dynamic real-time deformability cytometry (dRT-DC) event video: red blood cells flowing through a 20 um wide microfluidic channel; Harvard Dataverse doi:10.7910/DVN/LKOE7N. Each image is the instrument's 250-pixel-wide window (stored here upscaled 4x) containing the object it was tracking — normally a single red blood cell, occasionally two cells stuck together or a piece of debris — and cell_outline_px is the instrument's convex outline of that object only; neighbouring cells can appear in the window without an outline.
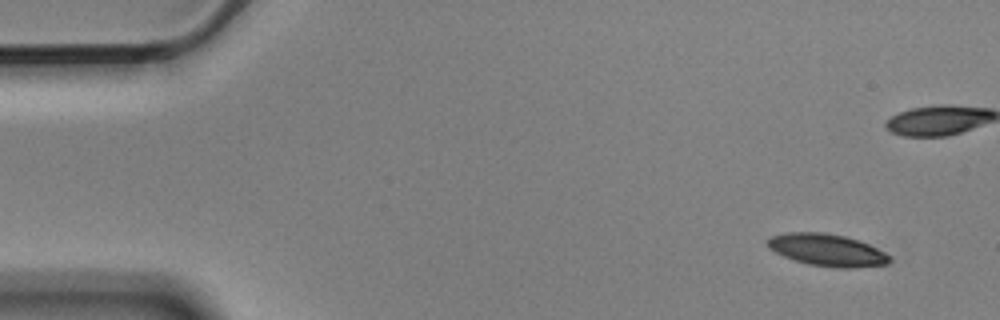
{"species": "Egyptian fruit bat (a non-hibernating species)", "species_latin": "Rousettus aegyptiacus", "temperature_condition": "cold", "stored_images_in_passage": 4, "camera_frame_rate_fps": 3000, "um_per_image_px": 0.085, "animal": {"sex": "male"}, "frame": {"image": 1, "passage_image": 4, "time_ms": 1.0, "image_size_px": [1000, 320], "cell_outline_px": [[892, 260], [888, 264], [852, 268], [840, 268], [808, 264], [784, 256], [768, 248], [768, 240], [772, 236], [788, 232], [824, 232], [844, 236], [860, 240], [892, 256]], "centroid_in_image_um": [70.35, 21.25], "position_along_channel_um": 14.6, "area_um2": 22.77}}